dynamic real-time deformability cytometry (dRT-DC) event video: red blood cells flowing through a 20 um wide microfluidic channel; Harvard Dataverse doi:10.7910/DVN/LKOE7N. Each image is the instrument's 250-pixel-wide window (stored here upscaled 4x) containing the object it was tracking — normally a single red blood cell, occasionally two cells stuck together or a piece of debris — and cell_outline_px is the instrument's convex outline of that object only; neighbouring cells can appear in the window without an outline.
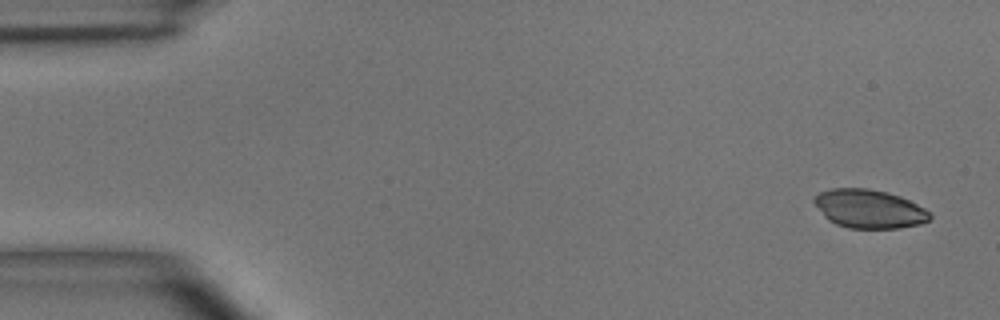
{"species": "common noctule bat (a hibernating species)", "species_latin": "Nyctalus noctula", "temperature_condition": "room temperature", "stored_images_in_passage": 5, "camera_frame_rate_fps": 3000, "um_per_image_px": 0.085, "animal": {"sex": "male", "body_mass_g": 15.6}, "frame": {"image": 1, "passage_image": 1, "time_ms": 0.0, "image_size_px": [1000, 320], "cell_outline_px": [[932, 216], [928, 220], [920, 224], [900, 228], [848, 228], [836, 224], [828, 220], [824, 216], [812, 200], [820, 192], [832, 188], [868, 188], [888, 192], [900, 196], [924, 208]], "centroid_in_image_um": [73.86, 17.75], "position_along_channel_um": 11.1, "area_um2": 25.95}}
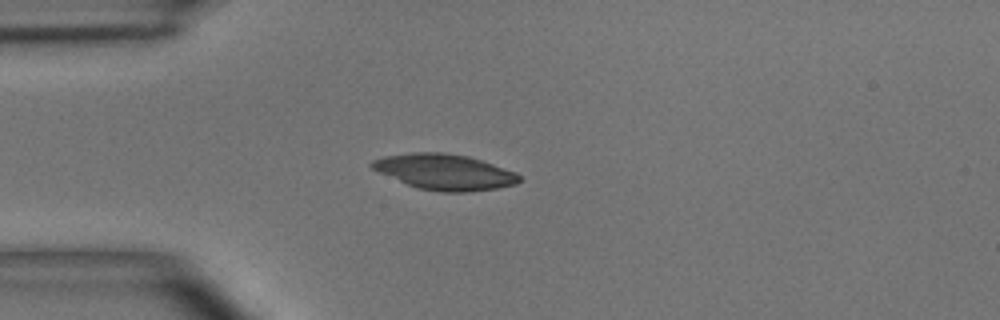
{"frame": {"image": 2, "passage_image": 4, "time_ms": 3.667, "image_size_px": [1000, 320], "cell_outline_px": [[520, 180], [516, 184], [496, 188], [464, 192], [440, 192], [420, 188], [408, 184], [380, 172], [372, 168], [368, 164], [372, 160], [384, 156], [412, 152], [444, 152], [468, 156], [516, 172], [520, 176]], "centroid_in_image_um": [37.79, 14.6], "position_along_channel_um": 47.2, "area_um2": 30.29}}